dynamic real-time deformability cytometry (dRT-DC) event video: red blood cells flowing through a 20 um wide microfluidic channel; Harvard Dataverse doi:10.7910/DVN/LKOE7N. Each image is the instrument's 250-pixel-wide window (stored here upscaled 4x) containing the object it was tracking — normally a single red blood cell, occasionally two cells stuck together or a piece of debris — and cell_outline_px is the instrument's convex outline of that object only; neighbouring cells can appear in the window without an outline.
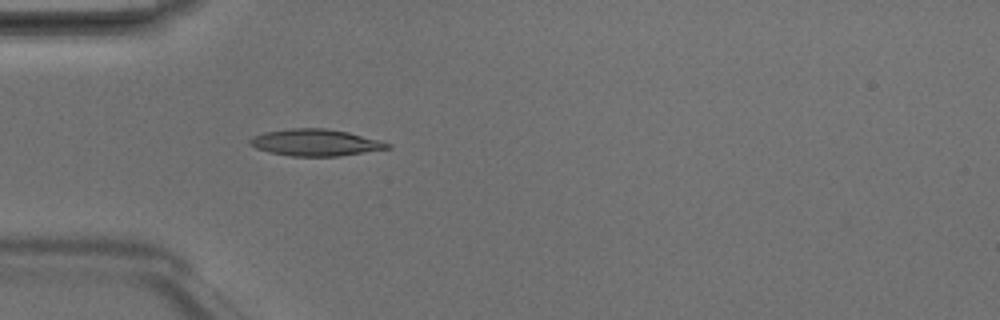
{"species": "Egyptian fruit bat (a non-hibernating species)", "species_latin": "Rousettus aegyptiacus", "temperature_condition": "room temperature", "stored_images_in_passage": 5, "camera_frame_rate_fps": 3000, "um_per_image_px": 0.085, "animal": {"sex": "male"}, "frame": {"image": 1, "passage_image": 5, "time_ms": 1.333, "image_size_px": [1000, 320], "cell_outline_px": [[392, 148], [340, 156], [292, 156], [268, 152], [256, 148], [248, 144], [248, 140], [252, 136], [264, 132], [292, 128], [324, 128], [348, 132], [380, 140], [392, 144]], "centroid_in_image_um": [26.81, 12.12], "position_along_channel_um": 58.2, "area_um2": 21.56}}